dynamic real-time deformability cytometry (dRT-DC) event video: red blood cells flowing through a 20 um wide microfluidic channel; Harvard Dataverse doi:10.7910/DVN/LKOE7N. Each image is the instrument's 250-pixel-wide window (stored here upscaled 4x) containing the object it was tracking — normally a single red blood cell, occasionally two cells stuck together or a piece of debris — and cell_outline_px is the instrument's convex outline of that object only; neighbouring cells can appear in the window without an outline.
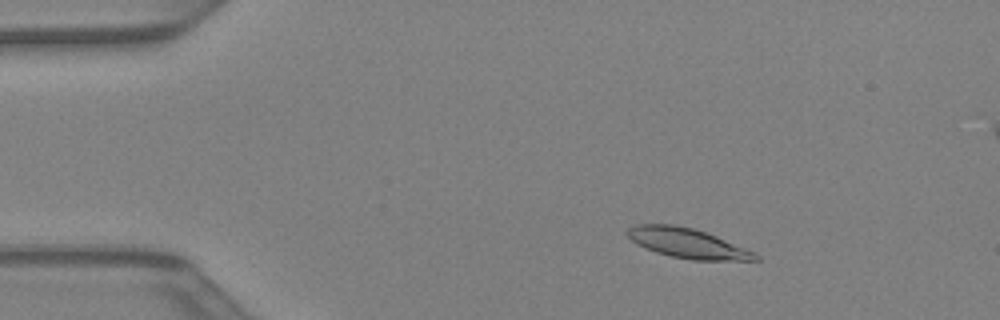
{"species": "Egyptian fruit bat (a non-hibernating species)", "species_latin": "Rousettus aegyptiacus", "temperature_condition": "warm", "stored_images_in_passage": 44, "camera_frame_rate_fps": 3000, "um_per_image_px": 0.085, "animal": {"sex": "female"}, "frame": {"image": 1, "passage_image": 7, "time_ms": 2.0, "image_size_px": [1000, 320], "cell_outline_px": [[760, 260], [692, 260], [672, 256], [656, 252], [644, 248], [636, 244], [624, 232], [628, 228], [636, 224], [672, 224], [692, 228], [716, 236], [756, 252], [760, 256]], "centroid_in_image_um": [58.42, 20.67], "position_along_channel_um": 26.6, "area_um2": 22.2}}
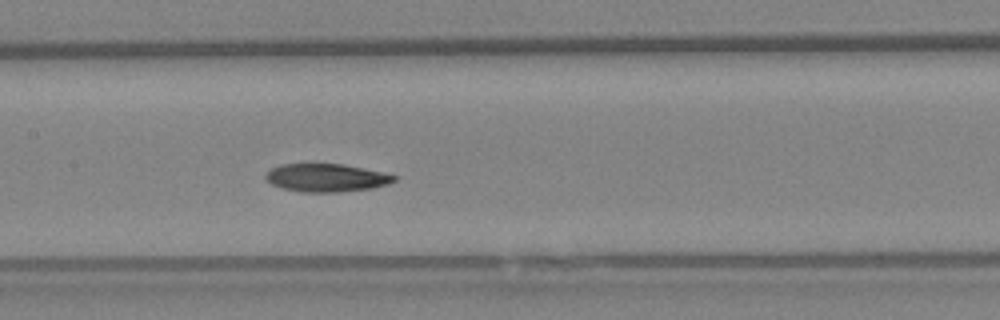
{"frame": {"image": 2, "passage_image": 21, "time_ms": 6.667, "image_size_px": [1000, 320], "cell_outline_px": [[396, 180], [388, 184], [372, 188], [340, 192], [300, 192], [280, 188], [272, 184], [264, 176], [272, 168], [280, 164], [340, 164], [380, 172], [396, 176]], "centroid_in_image_um": [27.7, 15.12], "position_along_channel_um": 179.7, "area_um2": 20.75}}
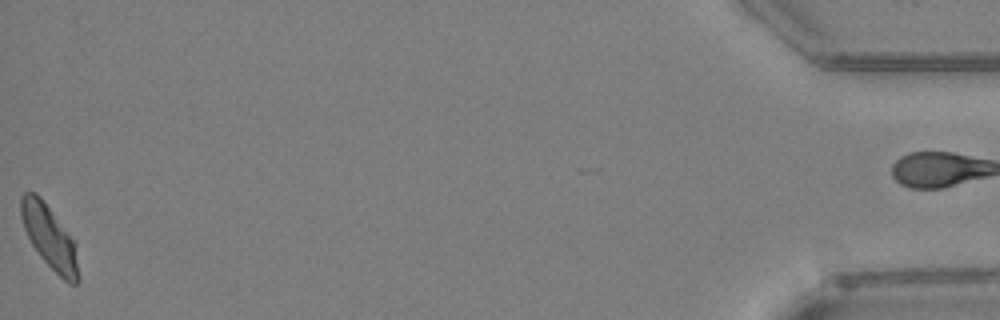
{"frame": {"image": 3, "passage_image": 43, "time_ms": 14.0, "image_size_px": [1000, 320], "cell_outline_px": [[80, 280], [76, 284], [68, 284], [40, 256], [32, 244], [24, 228], [20, 216], [20, 196], [24, 192], [36, 192], [40, 196], [76, 244], [80, 276]], "centroid_in_image_um": [4.22, 20.17], "position_along_channel_um": 431.0, "area_um2": 21.1}}